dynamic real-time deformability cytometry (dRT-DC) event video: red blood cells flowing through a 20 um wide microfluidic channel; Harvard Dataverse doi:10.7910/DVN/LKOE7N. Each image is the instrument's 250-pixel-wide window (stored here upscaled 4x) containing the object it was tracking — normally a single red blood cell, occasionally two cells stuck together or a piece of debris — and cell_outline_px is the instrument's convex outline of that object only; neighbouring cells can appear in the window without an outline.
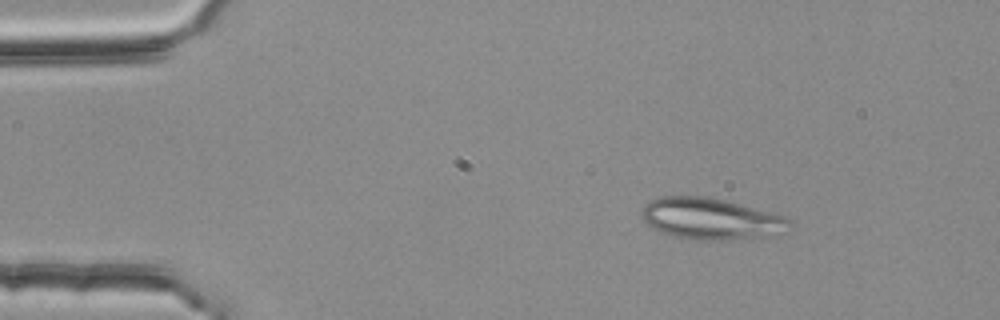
{"species": "common noctule bat (a hibernating species)", "species_latin": "Nyctalus noctula", "temperature_condition": "room temperature", "stored_images_in_passage": 4, "camera_frame_rate_fps": 3000, "um_per_image_px": 0.085, "animal": {"sex": "female", "body_mass_g": 25.1}, "frame": {"image": 1, "passage_image": 1, "time_ms": 0.0, "image_size_px": [1000, 320], "cell_outline_px": [[792, 224], [788, 232], [764, 236], [724, 240], [700, 240], [668, 236], [652, 228], [640, 216], [640, 212], [644, 204], [660, 196], [708, 196], [724, 200], [784, 216], [792, 220]], "centroid_in_image_um": [60.39, 18.6], "position_along_channel_um": 24.6, "area_um2": 35.89}}
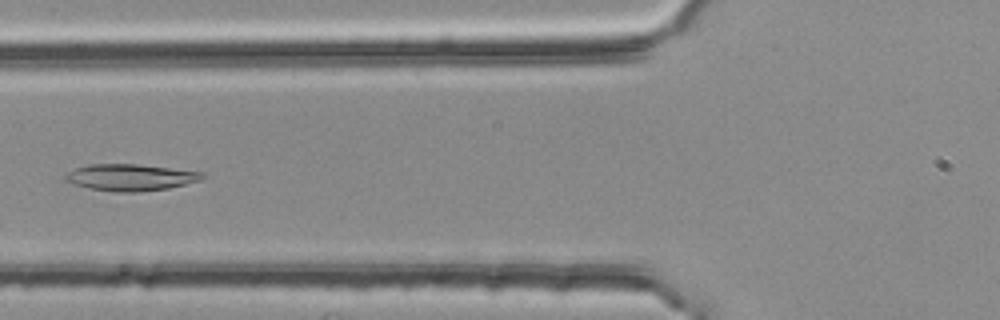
{"frame": {"image": 2, "passage_image": 4, "time_ms": 1.0, "image_size_px": [1000, 320], "cell_outline_px": [[208, 176], [200, 180], [168, 188], [140, 192], [116, 192], [88, 188], [72, 184], [64, 180], [64, 176], [68, 172], [76, 168], [88, 164], [136, 164], [204, 172]], "centroid_in_image_um": [11.08, 15.08], "position_along_channel_um": 114.7, "area_um2": 21.33}}